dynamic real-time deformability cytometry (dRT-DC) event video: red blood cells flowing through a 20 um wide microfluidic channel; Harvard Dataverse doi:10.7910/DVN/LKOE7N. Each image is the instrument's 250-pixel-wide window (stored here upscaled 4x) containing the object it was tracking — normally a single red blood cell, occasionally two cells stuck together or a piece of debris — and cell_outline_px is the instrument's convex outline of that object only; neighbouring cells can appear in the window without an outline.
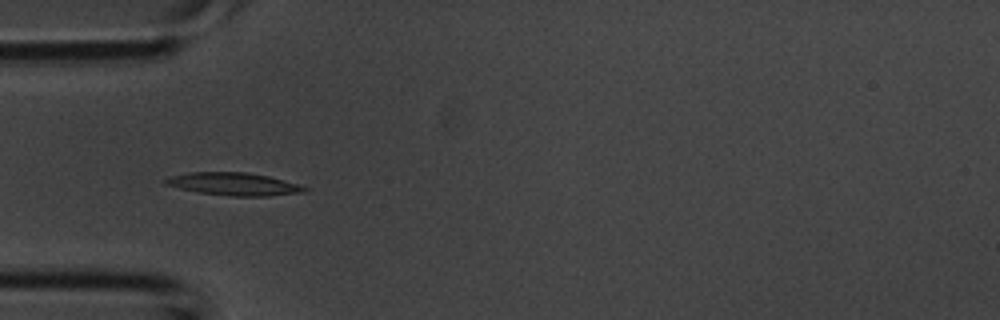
{"species": "common noctule bat (a hibernating species)", "species_latin": "Nyctalus noctula", "temperature_condition": "room temperature", "stored_images_in_passage": 3, "camera_frame_rate_fps": 3000, "um_per_image_px": 0.085, "animal": {"sex": "male", "body_mass_g": 20.1, "forearm_length_mm": 53.5}, "frame": {"image": 1, "passage_image": 3, "time_ms": 0.667, "image_size_px": [1000, 320], "cell_outline_px": [[308, 188], [304, 192], [268, 196], [232, 196], [196, 192], [164, 184], [164, 180], [172, 176], [188, 172], [248, 172], [268, 176], [296, 184]], "centroid_in_image_um": [19.84, 15.64], "position_along_channel_um": 65.2, "area_um2": 18.21}}